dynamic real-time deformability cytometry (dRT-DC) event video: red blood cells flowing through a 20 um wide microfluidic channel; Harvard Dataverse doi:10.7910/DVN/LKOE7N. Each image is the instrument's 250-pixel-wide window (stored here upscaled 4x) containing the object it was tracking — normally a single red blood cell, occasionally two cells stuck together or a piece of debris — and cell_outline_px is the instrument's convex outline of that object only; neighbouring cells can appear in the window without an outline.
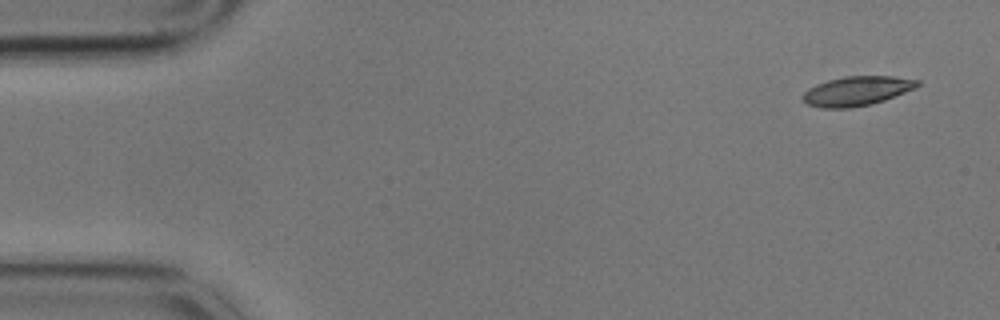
{"species": "common noctule bat (a hibernating species)", "species_latin": "Nyctalus noctula", "temperature_condition": "cold", "stored_images_in_passage": 5, "camera_frame_rate_fps": 3000, "um_per_image_px": 0.085, "animal": {"sex": "male", "body_mass_g": 17.9}, "frame": {"image": 1, "passage_image": 1, "time_ms": 0.0, "image_size_px": [1000, 320], "cell_outline_px": [[920, 84], [916, 88], [884, 100], [872, 104], [852, 108], [820, 108], [808, 104], [800, 100], [800, 96], [808, 88], [816, 84], [828, 80], [844, 76], [892, 76], [920, 80]], "centroid_in_image_um": [72.79, 7.74], "position_along_channel_um": 12.2, "area_um2": 19.88}}
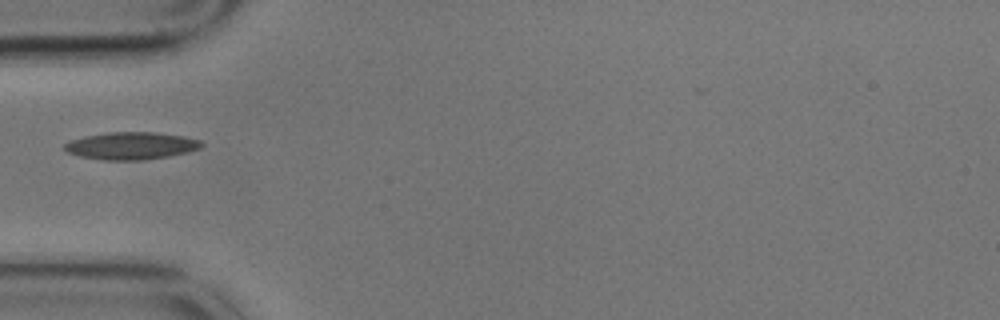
{"frame": {"image": 2, "passage_image": 5, "time_ms": 1.333, "image_size_px": [1000, 320], "cell_outline_px": [[204, 144], [200, 148], [188, 152], [168, 156], [144, 160], [100, 160], [80, 156], [68, 152], [64, 148], [64, 144], [72, 140], [88, 136], [108, 132], [156, 132], [184, 136], [200, 140]], "centroid_in_image_um": [11.19, 12.39], "position_along_channel_um": 73.8, "area_um2": 21.79}}